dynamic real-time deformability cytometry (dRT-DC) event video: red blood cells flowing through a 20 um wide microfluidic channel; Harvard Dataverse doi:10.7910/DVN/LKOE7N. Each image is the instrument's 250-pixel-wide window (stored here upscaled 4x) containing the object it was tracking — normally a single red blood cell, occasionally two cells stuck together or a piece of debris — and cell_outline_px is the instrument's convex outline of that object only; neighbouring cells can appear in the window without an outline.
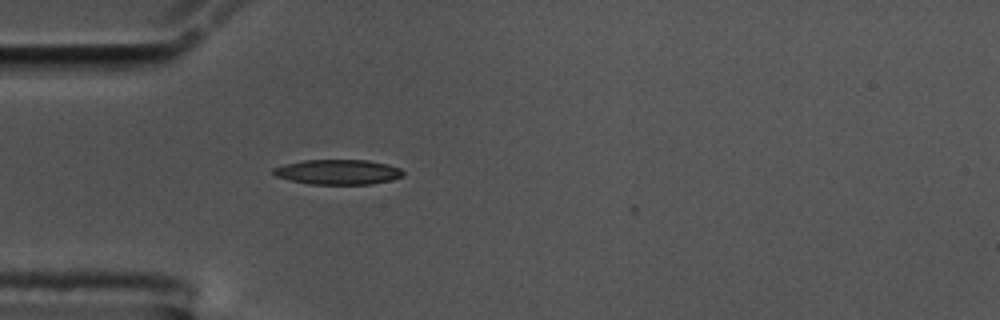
{"species": "common noctule bat (a hibernating species)", "species_latin": "Nyctalus noctula", "temperature_condition": "cold", "stored_images_in_passage": 15, "camera_frame_rate_fps": 3000, "um_per_image_px": 0.085, "animal": {"sex": "male", "body_mass_g": 17.5, "forearm_length_mm": 52.3}, "frame": {"image": 1, "passage_image": 1, "time_ms": 0.0, "image_size_px": [1000, 320], "cell_outline_px": [[404, 176], [392, 180], [372, 184], [308, 184], [276, 176], [272, 172], [272, 168], [284, 164], [304, 160], [368, 160], [388, 164], [400, 168], [404, 172]], "centroid_in_image_um": [28.75, 14.62], "position_along_channel_um": 56.2, "area_um2": 18.96}}
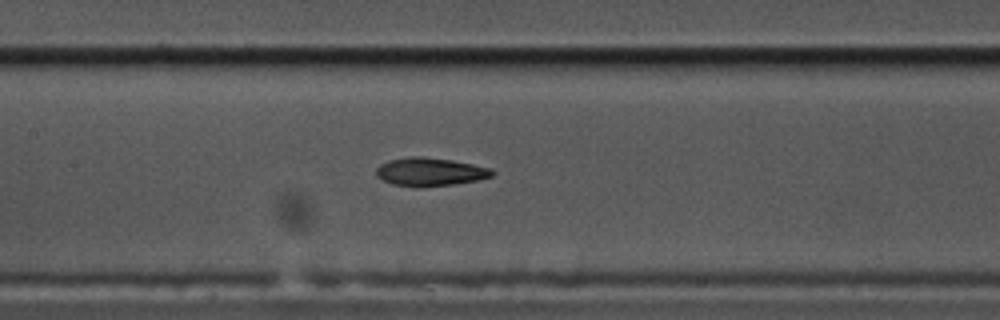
{"frame": {"image": 2, "passage_image": 11, "time_ms": 3.333, "image_size_px": [1000, 320], "cell_outline_px": [[496, 172], [492, 176], [480, 180], [452, 184], [392, 184], [376, 176], [376, 168], [380, 164], [388, 160], [412, 156], [424, 156], [452, 160], [492, 168]], "centroid_in_image_um": [36.6, 14.55], "position_along_channel_um": 170.8, "area_um2": 18.5}}
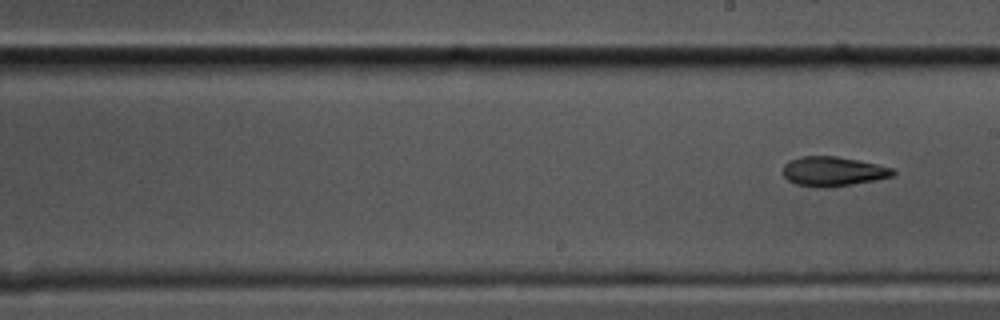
{"frame": {"image": 3, "passage_image": 15, "time_ms": 4.667, "image_size_px": [1000, 320], "cell_outline_px": [[896, 172], [892, 176], [876, 180], [828, 188], [824, 188], [796, 184], [788, 180], [784, 176], [784, 164], [788, 160], [800, 156], [836, 156], [876, 164], [892, 168]], "centroid_in_image_um": [70.78, 14.57], "position_along_channel_um": 218.2, "area_um2": 18.84}}